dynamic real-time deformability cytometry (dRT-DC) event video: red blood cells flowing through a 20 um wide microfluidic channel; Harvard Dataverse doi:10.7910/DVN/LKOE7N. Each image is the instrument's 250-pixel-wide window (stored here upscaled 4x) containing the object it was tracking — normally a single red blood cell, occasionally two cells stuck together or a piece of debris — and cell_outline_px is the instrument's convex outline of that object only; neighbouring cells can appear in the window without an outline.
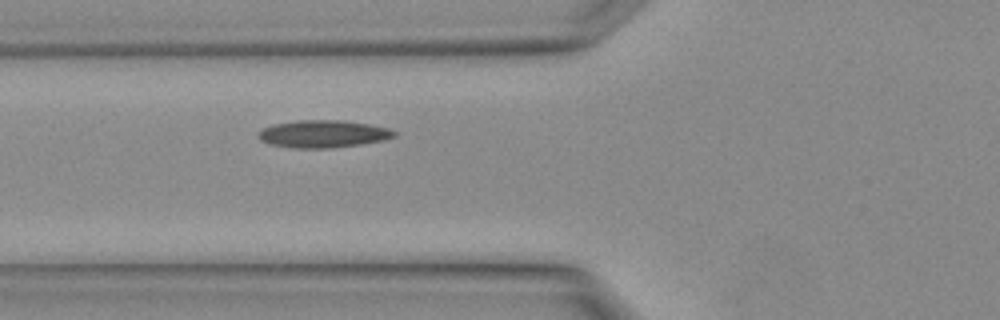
{"species": "Egyptian fruit bat (a non-hibernating species)", "species_latin": "Rousettus aegyptiacus", "temperature_condition": "warm", "stored_images_in_passage": 2, "camera_frame_rate_fps": 3000, "um_per_image_px": 0.085, "animal": {"sex": "female"}, "frame": {"image": 1, "passage_image": 2, "time_ms": 0.333, "image_size_px": [1000, 320], "cell_outline_px": [[396, 136], [384, 140], [360, 144], [328, 148], [296, 148], [268, 144], [260, 140], [260, 132], [264, 128], [272, 124], [296, 120], [344, 120], [368, 124], [388, 128], [396, 132]], "centroid_in_image_um": [27.47, 11.37], "position_along_channel_um": 98.3, "area_um2": 21.62}}